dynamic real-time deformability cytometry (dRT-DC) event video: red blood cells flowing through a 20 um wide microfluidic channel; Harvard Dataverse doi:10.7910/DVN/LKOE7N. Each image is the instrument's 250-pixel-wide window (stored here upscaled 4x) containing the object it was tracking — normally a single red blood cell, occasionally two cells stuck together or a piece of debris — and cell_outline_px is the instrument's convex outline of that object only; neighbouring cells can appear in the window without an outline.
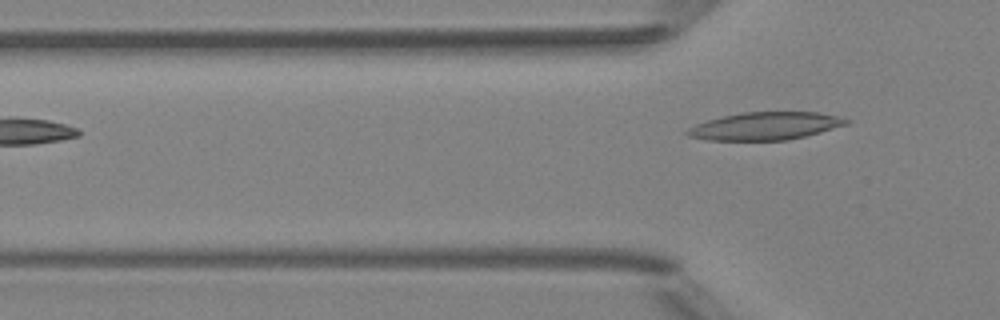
{"species": "Egyptian fruit bat (a non-hibernating species)", "species_latin": "Rousettus aegyptiacus", "temperature_condition": "room temperature", "stored_images_in_passage": 5, "camera_frame_rate_fps": 3000, "um_per_image_px": 0.085, "animal": {"sex": "female"}, "frame": {"image": 1, "passage_image": 5, "time_ms": 4.667, "image_size_px": [1000, 320], "cell_outline_px": [[852, 120], [848, 124], [820, 132], [788, 140], [708, 140], [688, 136], [684, 132], [688, 128], [696, 124], [708, 120], [724, 116], [744, 112], [820, 112]], "centroid_in_image_um": [65.05, 10.71], "position_along_channel_um": 60.7, "area_um2": 25.55}}